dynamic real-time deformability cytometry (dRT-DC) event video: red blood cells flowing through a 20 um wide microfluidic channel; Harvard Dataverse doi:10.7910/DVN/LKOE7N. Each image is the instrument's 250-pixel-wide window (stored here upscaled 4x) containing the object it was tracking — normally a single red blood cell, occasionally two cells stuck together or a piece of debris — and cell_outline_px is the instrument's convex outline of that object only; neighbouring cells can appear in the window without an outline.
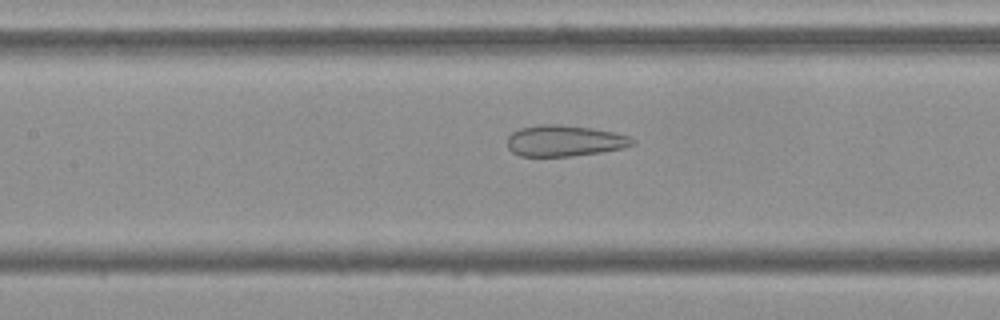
{"species": "Egyptian fruit bat (a non-hibernating species)", "species_latin": "Rousettus aegyptiacus", "temperature_condition": "cold", "stored_images_in_passage": 54, "camera_frame_rate_fps": 3000, "um_per_image_px": 0.085, "frame": {"image": 1, "passage_image": 24, "time_ms": 7.667, "image_size_px": [1000, 320], "cell_outline_px": [[636, 144], [624, 148], [600, 152], [572, 156], [520, 156], [512, 152], [508, 148], [508, 136], [512, 132], [520, 128], [536, 124], [560, 124], [592, 128], [616, 132], [628, 136], [636, 140]], "centroid_in_image_um": [48.0, 11.96], "position_along_channel_um": 159.4, "area_um2": 22.95}}
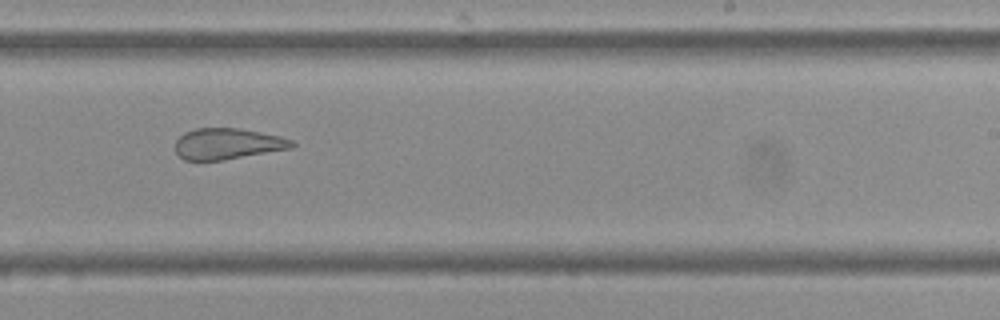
{"frame": {"image": 2, "passage_image": 33, "time_ms": 10.667, "image_size_px": [1000, 320], "cell_outline_px": [[296, 144], [292, 148], [224, 160], [184, 160], [176, 152], [176, 140], [184, 132], [196, 128], [240, 128], [280, 136], [292, 140]], "centroid_in_image_um": [19.35, 12.22], "position_along_channel_um": 269.7, "area_um2": 21.1}}
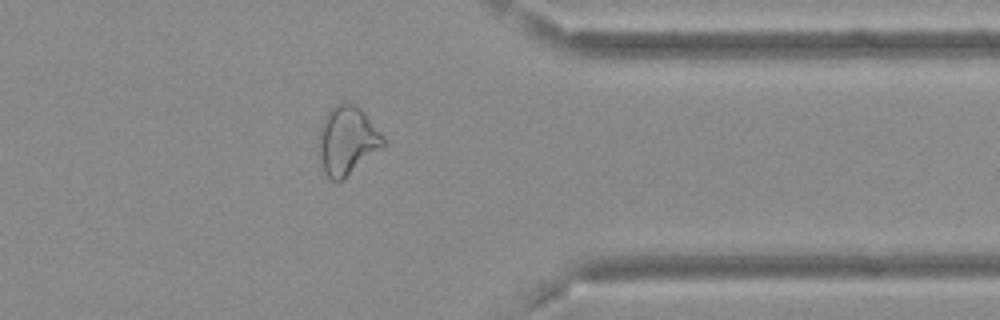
{"frame": {"image": 3, "passage_image": 43, "time_ms": 14.0, "image_size_px": [1000, 320], "cell_outline_px": [[388, 144], [344, 180], [332, 180], [324, 172], [320, 160], [316, 144], [320, 128], [324, 116], [336, 104], [344, 100], [356, 104], [364, 112], [388, 140]], "centroid_in_image_um": [29.53, 11.94], "position_along_channel_um": 381.9, "area_um2": 26.65}, "authors_computed_cell_mechanics": {"area_um2": 27.1949, "velocity_mm_per_s": 3.6887, "shape_relaxation_time_tau1_ms": null, "shape_relaxation_time_tau2_ms": 1.7821, "deformation_change_tau1": null, "deformation_change_tau2": 0.1146}}